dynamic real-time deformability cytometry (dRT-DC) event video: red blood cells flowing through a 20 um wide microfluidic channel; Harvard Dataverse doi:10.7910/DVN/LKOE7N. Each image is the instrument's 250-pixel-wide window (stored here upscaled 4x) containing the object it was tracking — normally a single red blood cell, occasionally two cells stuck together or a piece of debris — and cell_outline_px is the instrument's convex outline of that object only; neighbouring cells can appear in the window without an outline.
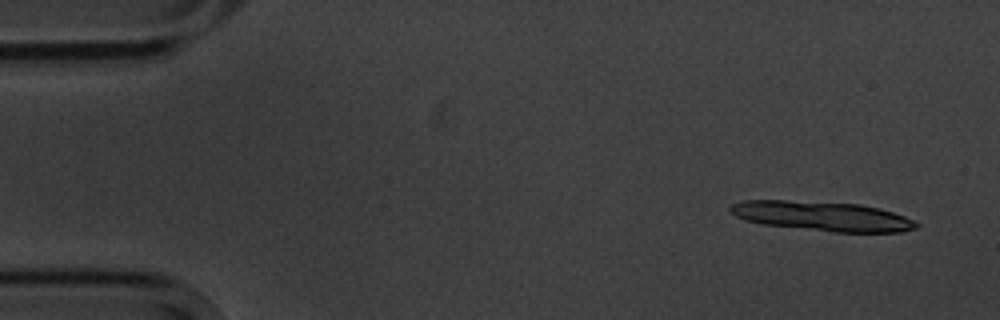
{"species": "common noctule bat (a hibernating species)", "species_latin": "Nyctalus noctula", "temperature_condition": "cold", "stored_images_in_passage": 4, "camera_frame_rate_fps": 3000, "um_per_image_px": 0.085, "animal": {"sex": "male", "body_mass_g": 20.1, "forearm_length_mm": 53.5}, "frame": {"image": 1, "passage_image": 1, "time_ms": 0.0, "image_size_px": [1000, 320], "cell_outline_px": [[920, 224], [916, 228], [904, 232], [836, 232], [764, 224], [744, 220], [736, 216], [728, 208], [732, 204], [744, 200], [784, 200], [860, 204], [880, 208], [904, 216]], "centroid_in_image_um": [69.91, 18.37], "position_along_channel_um": 15.1, "area_um2": 31.85}}
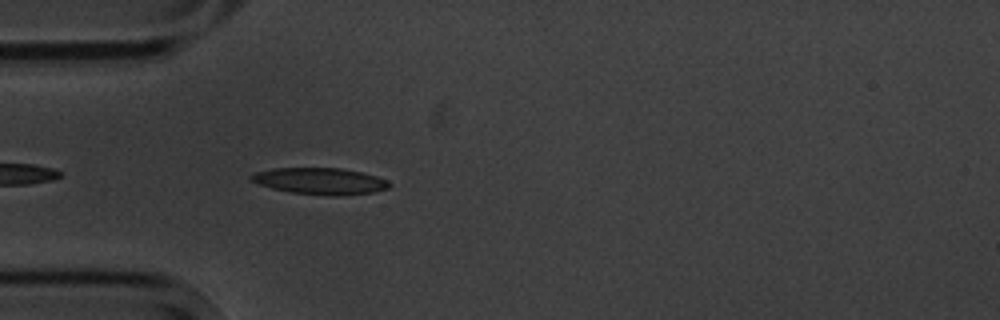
{"frame": {"image": 2, "passage_image": 4, "time_ms": 4.333, "image_size_px": [1000, 320], "cell_outline_px": [[392, 184], [388, 188], [372, 192], [336, 196], [332, 196], [292, 192], [272, 188], [248, 180], [248, 176], [256, 172], [272, 168], [340, 168], [360, 172], [376, 176], [388, 180]], "centroid_in_image_um": [27.19, 15.39], "position_along_channel_um": 57.8, "area_um2": 21.27}}